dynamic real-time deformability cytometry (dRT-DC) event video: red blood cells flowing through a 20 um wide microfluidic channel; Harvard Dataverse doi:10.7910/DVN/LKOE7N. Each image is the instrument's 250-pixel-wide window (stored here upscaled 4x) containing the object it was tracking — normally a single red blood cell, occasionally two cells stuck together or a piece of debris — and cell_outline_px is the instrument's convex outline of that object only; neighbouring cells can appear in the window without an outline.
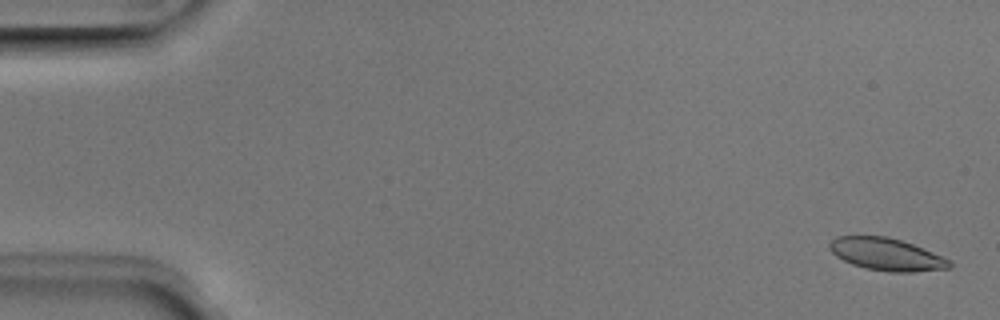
{"species": "Egyptian fruit bat (a non-hibernating species)", "species_latin": "Rousettus aegyptiacus", "temperature_condition": "room temperature", "stored_images_in_passage": 5, "camera_frame_rate_fps": 3000, "um_per_image_px": 0.085, "animal": {"sex": "male"}, "frame": {"image": 1, "passage_image": 1, "time_ms": 0.0, "image_size_px": [1000, 320], "cell_outline_px": [[952, 268], [912, 272], [888, 272], [868, 268], [852, 264], [836, 256], [828, 248], [828, 244], [836, 236], [888, 236], [912, 244], [952, 260]], "centroid_in_image_um": [75.37, 21.62], "position_along_channel_um": 9.6, "area_um2": 22.6}}